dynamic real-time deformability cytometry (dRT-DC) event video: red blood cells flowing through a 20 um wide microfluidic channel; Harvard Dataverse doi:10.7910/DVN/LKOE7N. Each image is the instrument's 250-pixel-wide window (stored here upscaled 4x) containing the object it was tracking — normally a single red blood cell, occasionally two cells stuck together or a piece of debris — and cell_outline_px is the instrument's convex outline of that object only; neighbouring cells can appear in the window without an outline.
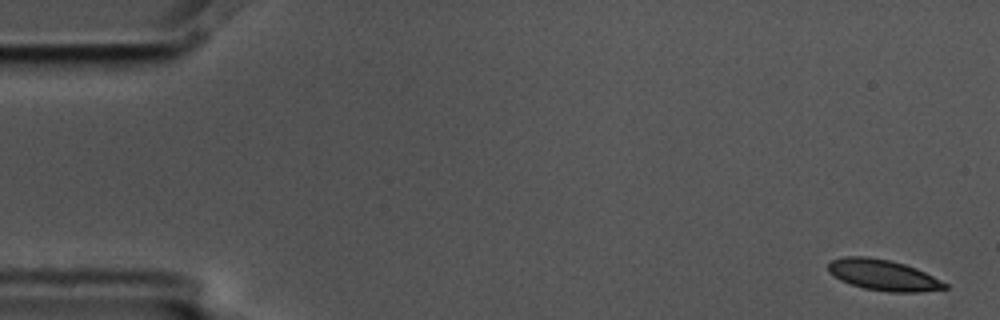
{"species": "common noctule bat (a hibernating species)", "species_latin": "Nyctalus noctula", "temperature_condition": "cold", "stored_images_in_passage": 5, "camera_frame_rate_fps": 3000, "um_per_image_px": 0.085, "animal": {"sex": "male", "body_mass_g": 17.5, "forearm_length_mm": 52.3}, "frame": {"image": 1, "passage_image": 1, "time_ms": 0.0, "image_size_px": [1000, 320], "cell_outline_px": [[948, 288], [920, 292], [888, 292], [864, 288], [840, 280], [828, 272], [828, 264], [832, 260], [844, 256], [868, 256], [892, 260], [916, 268], [948, 284]], "centroid_in_image_um": [75.06, 23.37], "position_along_channel_um": 9.9, "area_um2": 20.98}}
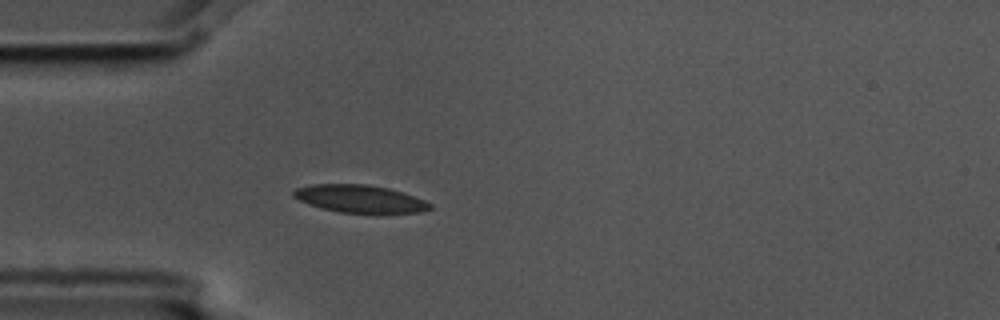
{"frame": {"image": 2, "passage_image": 5, "time_ms": 1.333, "image_size_px": [1000, 320], "cell_outline_px": [[432, 208], [424, 212], [380, 216], [340, 212], [308, 204], [292, 196], [292, 192], [296, 188], [312, 184], [364, 184], [388, 188], [424, 200], [432, 204]], "centroid_in_image_um": [30.66, 16.95], "position_along_channel_um": 54.3, "area_um2": 22.72}}